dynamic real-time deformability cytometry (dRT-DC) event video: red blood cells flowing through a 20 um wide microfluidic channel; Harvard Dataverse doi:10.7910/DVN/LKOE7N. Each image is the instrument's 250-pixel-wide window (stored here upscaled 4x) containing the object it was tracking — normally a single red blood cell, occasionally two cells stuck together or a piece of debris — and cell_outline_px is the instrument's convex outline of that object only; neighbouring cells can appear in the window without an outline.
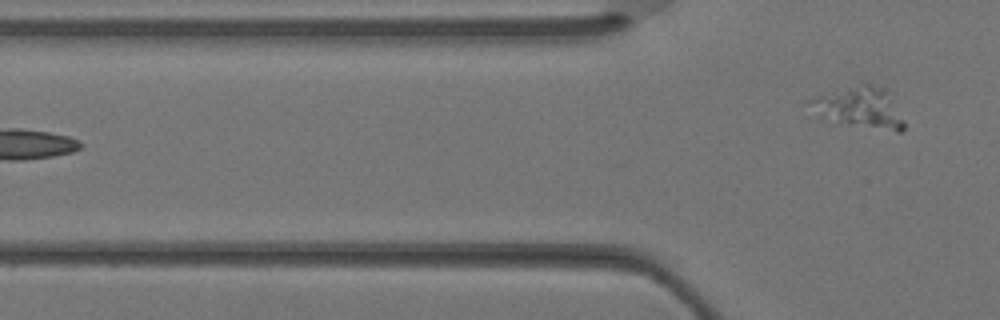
{"species": "Egyptian fruit bat (a non-hibernating species)", "species_latin": "Rousettus aegyptiacus", "temperature_condition": "warm", "stored_images_in_passage": 4, "camera_frame_rate_fps": 3000, "um_per_image_px": 0.085, "animal": {"sex": "female"}, "frame": {"image": 1, "passage_image": 4, "time_ms": 1.0, "image_size_px": [1000, 320], "cell_outline_px": [[904, 132], [896, 132], [832, 124], [816, 116], [804, 100], [812, 96], [860, 80], [868, 80], [884, 88], [892, 100], [904, 120]], "centroid_in_image_um": [72.94, 9.11], "position_along_channel_um": 52.9, "area_um2": 24.57}}